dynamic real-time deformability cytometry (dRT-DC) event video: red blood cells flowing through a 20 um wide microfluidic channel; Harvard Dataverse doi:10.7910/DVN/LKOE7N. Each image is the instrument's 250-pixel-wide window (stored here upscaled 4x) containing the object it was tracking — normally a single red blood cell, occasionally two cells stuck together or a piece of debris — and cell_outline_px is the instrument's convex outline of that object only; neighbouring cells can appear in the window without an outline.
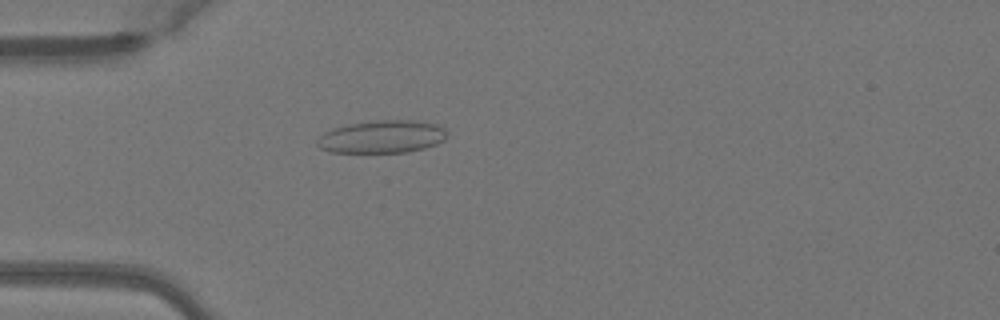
{"species": "Egyptian fruit bat (a non-hibernating species)", "species_latin": "Rousettus aegyptiacus", "temperature_condition": "warm", "stored_images_in_passage": 50, "camera_frame_rate_fps": 3000, "um_per_image_px": 0.085, "animal": {"sex": "female"}, "frame": {"image": 1, "passage_image": 15, "time_ms": 4.667, "image_size_px": [1000, 320], "cell_outline_px": [[448, 136], [444, 140], [436, 144], [424, 148], [404, 152], [332, 152], [320, 148], [316, 144], [316, 140], [324, 132], [332, 128], [352, 124], [380, 120], [412, 120], [436, 124], [444, 128], [448, 132]], "centroid_in_image_um": [32.48, 11.62], "position_along_channel_um": 52.5, "area_um2": 24.62}}
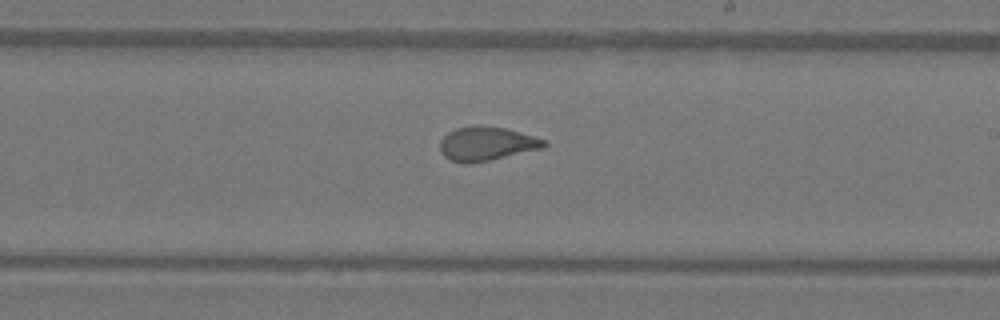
{"frame": {"image": 2, "passage_image": 30, "time_ms": 9.667, "image_size_px": [1000, 320], "cell_outline_px": [[548, 144], [544, 148], [488, 160], [468, 164], [464, 164], [452, 160], [444, 156], [440, 152], [440, 140], [448, 132], [456, 128], [476, 124], [480, 124], [504, 128], [532, 136], [544, 140]], "centroid_in_image_um": [41.32, 12.2], "position_along_channel_um": 247.7, "area_um2": 20.52}}
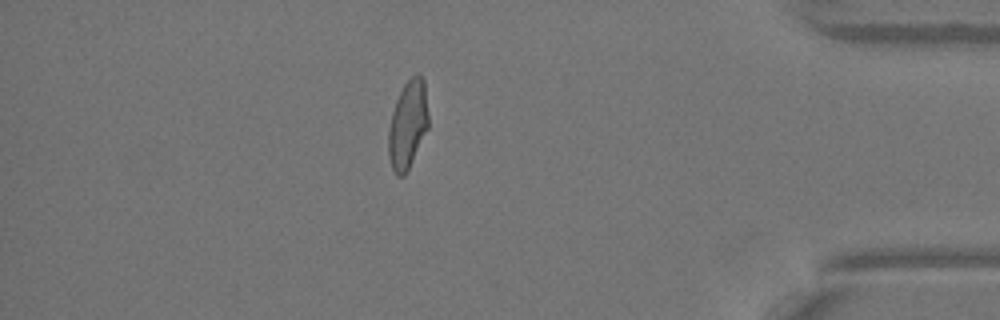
{"frame": {"image": 3, "passage_image": 44, "time_ms": 14.333, "image_size_px": [1000, 320], "cell_outline_px": [[428, 128], [404, 176], [396, 176], [392, 168], [388, 156], [388, 128], [392, 112], [396, 100], [404, 84], [416, 72], [420, 72], [424, 80], [428, 116]], "centroid_in_image_um": [34.65, 10.56], "position_along_channel_um": 400.6, "area_um2": 20.46}, "authors_computed_cell_mechanics": {"area_um2": 20.808, "velocity_mm_per_s": 4.0821, "shape_relaxation_time_tau1_ms": null, "shape_relaxation_time_tau2_ms": 0.7573, "deformation_change_tau1": null, "deformation_change_tau2": 0.0563}}